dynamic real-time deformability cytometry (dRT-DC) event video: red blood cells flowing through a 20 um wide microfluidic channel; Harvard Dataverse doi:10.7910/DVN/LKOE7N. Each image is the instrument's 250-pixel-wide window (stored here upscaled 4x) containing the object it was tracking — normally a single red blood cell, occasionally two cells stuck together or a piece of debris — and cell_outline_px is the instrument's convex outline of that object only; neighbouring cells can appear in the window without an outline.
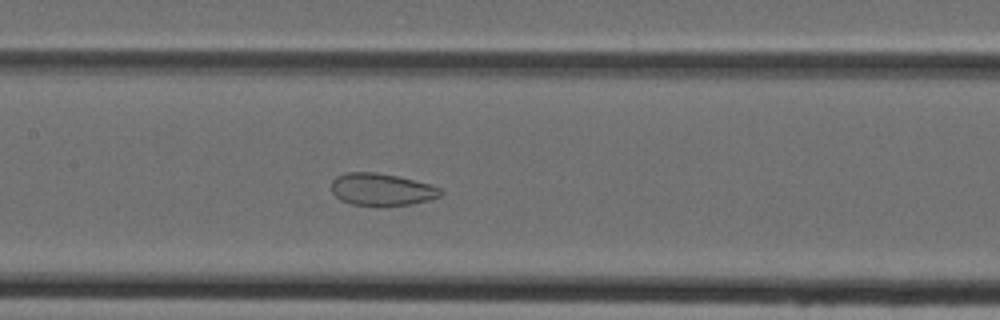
{"species": "Egyptian fruit bat (a non-hibernating species)", "species_latin": "Rousettus aegyptiacus", "temperature_condition": "cold", "stored_images_in_passage": 48, "camera_frame_rate_fps": 3000, "um_per_image_px": 0.085, "animal": {"sex": "female"}, "frame": {"image": 1, "passage_image": 23, "time_ms": 7.333, "image_size_px": [1000, 320], "cell_outline_px": [[444, 192], [440, 196], [428, 200], [412, 204], [352, 204], [340, 200], [332, 192], [332, 180], [336, 176], [348, 172], [376, 172], [396, 176], [428, 184], [440, 188]], "centroid_in_image_um": [32.42, 16.08], "position_along_channel_um": 175.0, "area_um2": 20.0}}
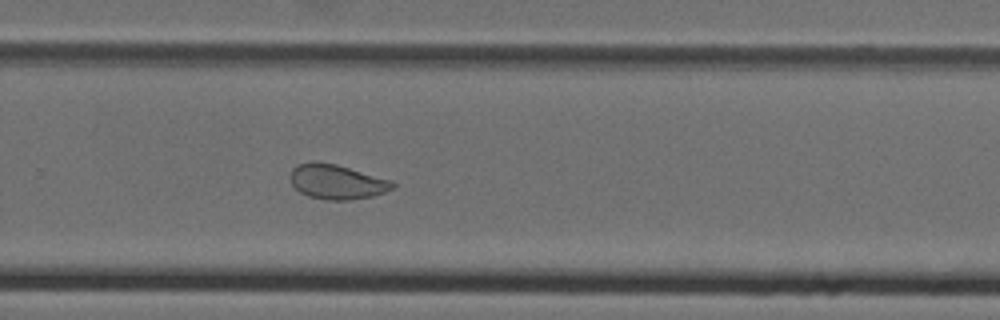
{"frame": {"image": 2, "passage_image": 32, "time_ms": 10.333, "image_size_px": [1000, 320], "cell_outline_px": [[396, 188], [372, 196], [352, 200], [324, 200], [308, 196], [300, 192], [288, 180], [288, 172], [296, 164], [316, 160], [336, 164], [392, 180], [396, 184]], "centroid_in_image_um": [28.59, 15.44], "position_along_channel_um": 301.2, "area_um2": 21.21}}
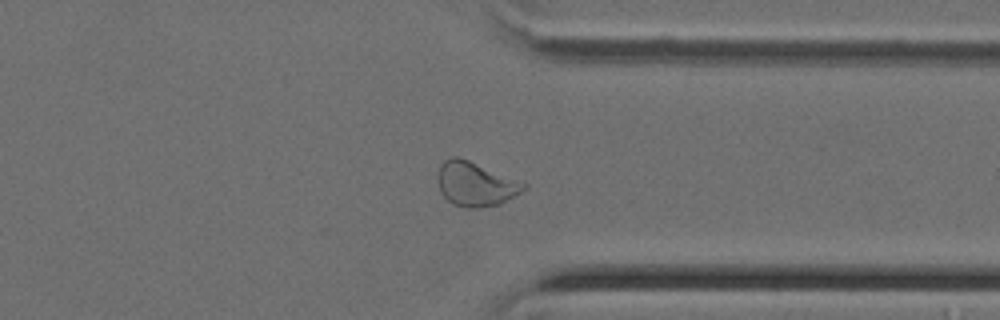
{"frame": {"image": 3, "passage_image": 37, "time_ms": 12.0, "image_size_px": [1000, 320], "cell_outline_px": [[528, 184], [520, 192], [500, 204], [480, 208], [464, 208], [452, 204], [440, 192], [440, 164], [444, 160], [452, 156], [456, 156], [468, 160]], "centroid_in_image_um": [40.42, 15.66], "position_along_channel_um": 371.0, "area_um2": 21.73}}